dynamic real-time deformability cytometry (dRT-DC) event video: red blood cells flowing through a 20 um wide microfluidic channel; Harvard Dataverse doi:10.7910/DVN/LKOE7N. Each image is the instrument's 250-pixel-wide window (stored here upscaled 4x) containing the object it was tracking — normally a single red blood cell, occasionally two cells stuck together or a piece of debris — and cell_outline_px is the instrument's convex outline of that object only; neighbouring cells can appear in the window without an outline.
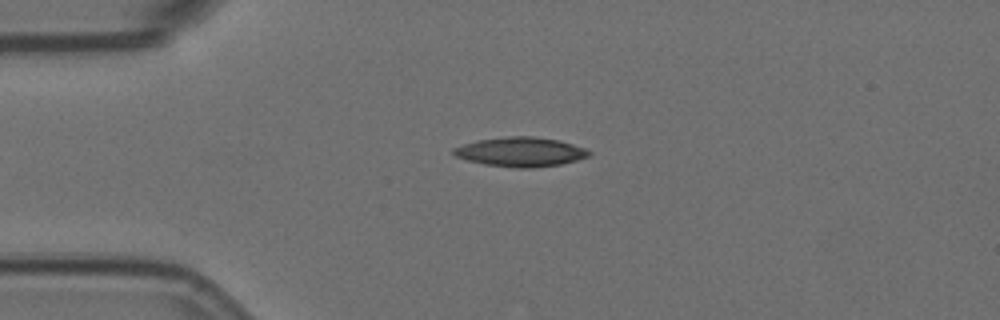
{"species": "Egyptian fruit bat (a non-hibernating species)", "species_latin": "Rousettus aegyptiacus", "temperature_condition": "room temperature", "stored_images_in_passage": 4, "camera_frame_rate_fps": 3000, "um_per_image_px": 0.085, "animal": {"sex": "female"}, "frame": {"image": 1, "passage_image": 2, "time_ms": 0.333, "image_size_px": [1000, 320], "cell_outline_px": [[592, 152], [588, 156], [576, 160], [560, 164], [528, 168], [516, 168], [484, 164], [468, 160], [456, 156], [452, 152], [452, 148], [476, 140], [508, 136], [532, 136], [556, 140], [572, 144], [584, 148]], "centroid_in_image_um": [44.22, 12.91], "position_along_channel_um": 40.8, "area_um2": 22.95}}
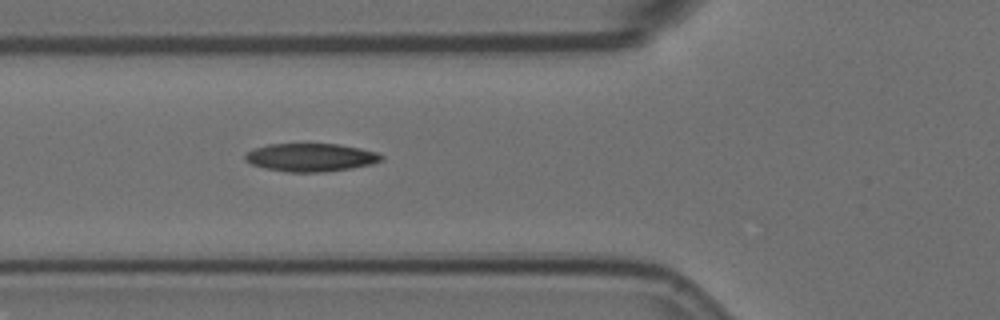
{"frame": {"image": 2, "passage_image": 4, "time_ms": 1.0, "image_size_px": [1000, 320], "cell_outline_px": [[384, 160], [372, 164], [352, 168], [324, 172], [288, 172], [264, 168], [252, 164], [244, 160], [244, 156], [248, 152], [256, 148], [268, 144], [340, 144], [360, 148], [376, 152], [384, 156]], "centroid_in_image_um": [26.44, 13.38], "position_along_channel_um": 99.4, "area_um2": 22.37}}